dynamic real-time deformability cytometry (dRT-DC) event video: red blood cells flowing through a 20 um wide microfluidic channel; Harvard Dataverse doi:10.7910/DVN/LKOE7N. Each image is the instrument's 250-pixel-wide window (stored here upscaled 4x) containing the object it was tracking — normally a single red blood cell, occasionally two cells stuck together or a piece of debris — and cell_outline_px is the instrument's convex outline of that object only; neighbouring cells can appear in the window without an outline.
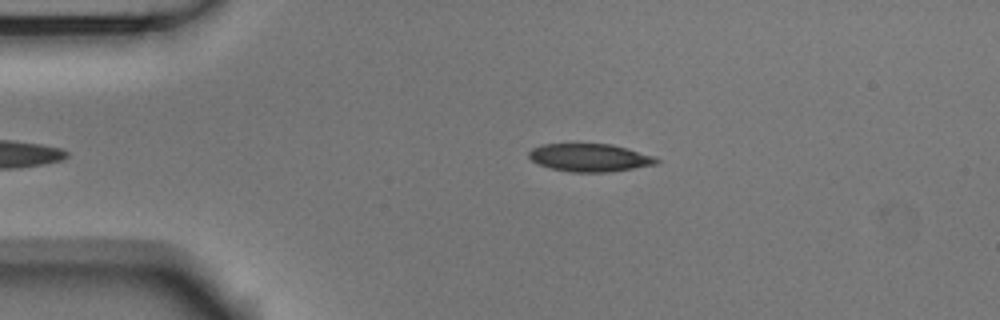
{"species": "Egyptian fruit bat (a non-hibernating species)", "species_latin": "Rousettus aegyptiacus", "temperature_condition": "room temperature", "stored_images_in_passage": 38, "camera_frame_rate_fps": 3000, "um_per_image_px": 0.085, "animal": {"sex": "male"}, "frame": {"image": 1, "passage_image": 2, "time_ms": 0.333, "image_size_px": [1000, 320], "cell_outline_px": [[660, 160], [656, 164], [608, 172], [572, 172], [552, 168], [540, 164], [532, 160], [528, 156], [528, 152], [532, 148], [540, 144], [612, 144], [628, 148], [652, 156]], "centroid_in_image_um": [50.11, 13.39], "position_along_channel_um": 34.9, "area_um2": 20.52}}
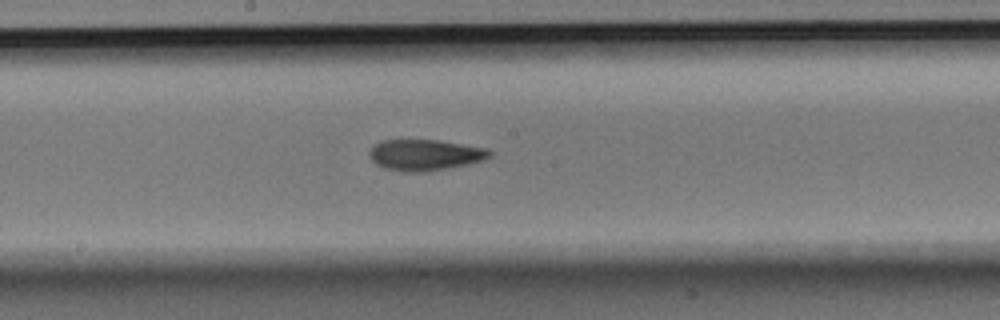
{"frame": {"image": 2, "passage_image": 19, "time_ms": 6.0, "image_size_px": [1000, 320], "cell_outline_px": [[492, 156], [484, 160], [468, 164], [428, 172], [404, 172], [384, 168], [376, 164], [372, 160], [372, 148], [380, 140], [440, 140], [488, 148], [492, 152]], "centroid_in_image_um": [36.19, 13.17], "position_along_channel_um": 212.0, "area_um2": 21.79}}
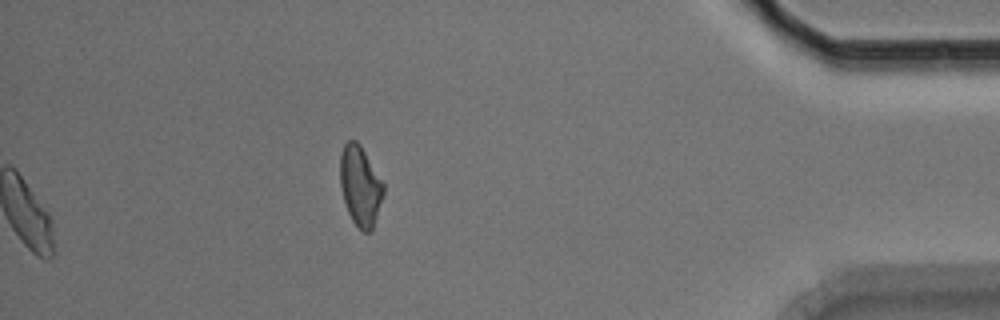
{"frame": {"image": 3, "passage_image": 38, "time_ms": 12.333, "image_size_px": [1000, 320], "cell_outline_px": [[384, 196], [372, 232], [364, 232], [352, 220], [348, 212], [344, 200], [340, 184], [340, 156], [344, 144], [348, 140], [356, 140], [360, 144], [384, 184]], "centroid_in_image_um": [30.63, 15.81], "position_along_channel_um": 404.6, "area_um2": 20.23}, "authors_computed_cell_mechanics": {"area_um2": 21.386, "velocity_mm_per_s": 3.7603, "shape_relaxation_time_tau1_ms": 7.4897, "shape_relaxation_time_tau2_ms": 4.1539, "deformation_change_tau1": 0.1602, "deformation_change_tau2": 0.1138}}